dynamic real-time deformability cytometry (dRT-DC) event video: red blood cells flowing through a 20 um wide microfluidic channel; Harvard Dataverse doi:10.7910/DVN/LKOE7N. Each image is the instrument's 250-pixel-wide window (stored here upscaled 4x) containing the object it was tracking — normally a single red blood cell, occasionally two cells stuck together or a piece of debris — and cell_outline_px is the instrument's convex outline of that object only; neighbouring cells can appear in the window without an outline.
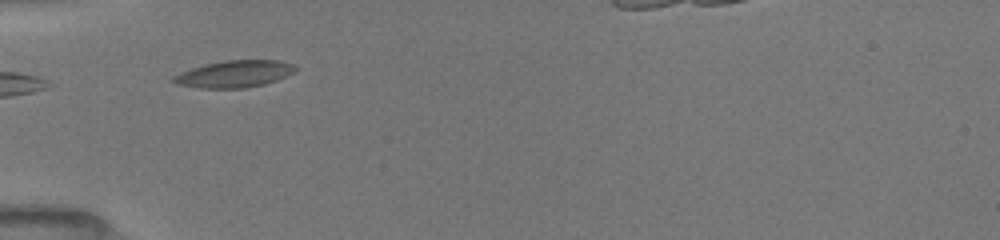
{"species": "common noctule bat (a hibernating species)", "species_latin": "Nyctalus noctula", "temperature_condition": "room temperature", "stored_images_in_passage": 6, "camera_frame_rate_fps": 3000, "um_per_image_px": 0.085, "animal": {"sex": "female", "body_mass_g": 19.5, "forearm_length_mm": 54.1}, "frame": {"image": 1, "passage_image": 1, "time_ms": 0.0, "image_size_px": [1000, 240], "cell_outline_px": [[296, 68], [292, 72], [276, 80], [264, 84], [244, 88], [200, 88], [176, 84], [172, 80], [172, 76], [192, 68], [204, 64], [224, 60], [280, 60], [292, 64]], "centroid_in_image_um": [19.88, 6.28], "position_along_channel_um": 65.1, "area_um2": 18.96}}
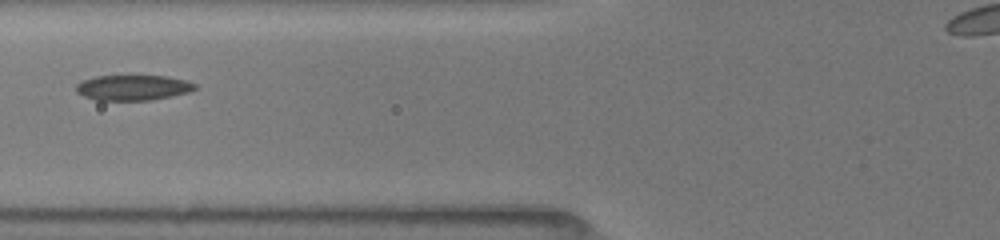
{"frame": {"image": 2, "passage_image": 3, "time_ms": 1.333, "image_size_px": [1000, 240], "cell_outline_px": [[196, 88], [188, 92], [148, 100], [96, 100], [84, 96], [76, 92], [76, 84], [84, 80], [96, 76], [168, 76], [184, 80], [196, 84]], "centroid_in_image_um": [11.27, 7.44], "position_along_channel_um": 114.5, "area_um2": 17.28}}
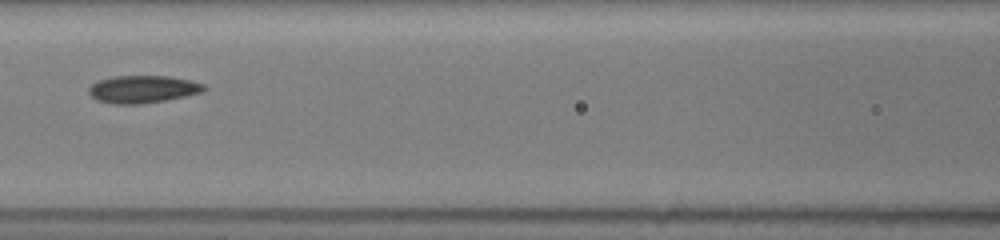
{"frame": {"image": 3, "passage_image": 5, "time_ms": 2.333, "image_size_px": [1000, 240], "cell_outline_px": [[208, 88], [200, 92], [184, 96], [164, 100], [140, 104], [116, 104], [96, 100], [88, 92], [88, 88], [92, 84], [100, 80], [116, 76], [168, 76], [188, 80], [204, 84]], "centroid_in_image_um": [12.12, 7.58], "position_along_channel_um": 154.5, "area_um2": 18.21}}